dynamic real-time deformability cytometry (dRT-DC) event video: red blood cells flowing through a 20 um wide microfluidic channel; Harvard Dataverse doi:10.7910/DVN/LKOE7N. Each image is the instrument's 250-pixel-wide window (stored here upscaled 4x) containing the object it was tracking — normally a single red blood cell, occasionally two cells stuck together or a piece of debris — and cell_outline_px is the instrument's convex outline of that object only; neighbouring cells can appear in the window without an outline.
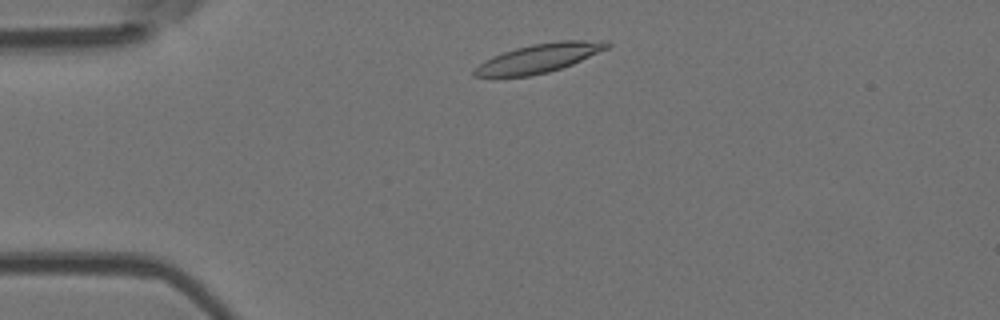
{"species": "Egyptian fruit bat (a non-hibernating species)", "species_latin": "Rousettus aegyptiacus", "temperature_condition": "room temperature", "stored_images_in_passage": 2, "camera_frame_rate_fps": 3000, "um_per_image_px": 0.085, "animal": {"sex": "female"}, "frame": {"image": 1, "passage_image": 1, "time_ms": 0.0, "image_size_px": [1000, 320], "cell_outline_px": [[612, 44], [608, 48], [572, 64], [548, 72], [528, 76], [472, 76], [472, 72], [484, 60], [492, 56], [516, 48], [532, 44], [560, 40], [608, 40]], "centroid_in_image_um": [45.86, 4.92], "position_along_channel_um": 39.1, "area_um2": 22.14}}